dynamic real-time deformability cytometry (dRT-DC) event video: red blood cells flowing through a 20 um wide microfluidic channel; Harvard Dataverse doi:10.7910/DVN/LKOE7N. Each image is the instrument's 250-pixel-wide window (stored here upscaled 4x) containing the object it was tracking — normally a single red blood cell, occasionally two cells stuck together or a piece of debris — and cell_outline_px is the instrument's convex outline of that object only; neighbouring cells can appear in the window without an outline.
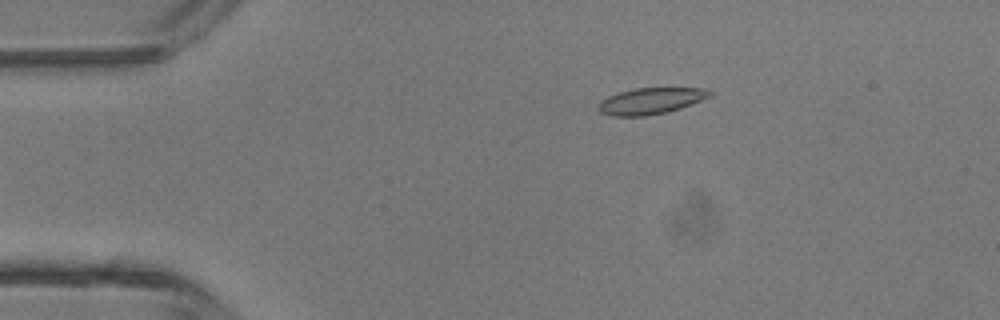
{"species": "common noctule bat (a hibernating species)", "species_latin": "Nyctalus noctula", "temperature_condition": "room temperature", "stored_images_in_passage": 4, "camera_frame_rate_fps": 3000, "um_per_image_px": 0.085, "animal": {"sex": "male", "body_mass_g": 13.3}, "frame": {"image": 1, "passage_image": 4, "time_ms": 1.0, "image_size_px": [1000, 320], "cell_outline_px": [[712, 96], [680, 108], [668, 112], [644, 116], [612, 116], [600, 112], [596, 108], [600, 100], [608, 96], [632, 88], [704, 88], [712, 92]], "centroid_in_image_um": [55.28, 8.58], "position_along_channel_um": 29.7, "area_um2": 17.17}}